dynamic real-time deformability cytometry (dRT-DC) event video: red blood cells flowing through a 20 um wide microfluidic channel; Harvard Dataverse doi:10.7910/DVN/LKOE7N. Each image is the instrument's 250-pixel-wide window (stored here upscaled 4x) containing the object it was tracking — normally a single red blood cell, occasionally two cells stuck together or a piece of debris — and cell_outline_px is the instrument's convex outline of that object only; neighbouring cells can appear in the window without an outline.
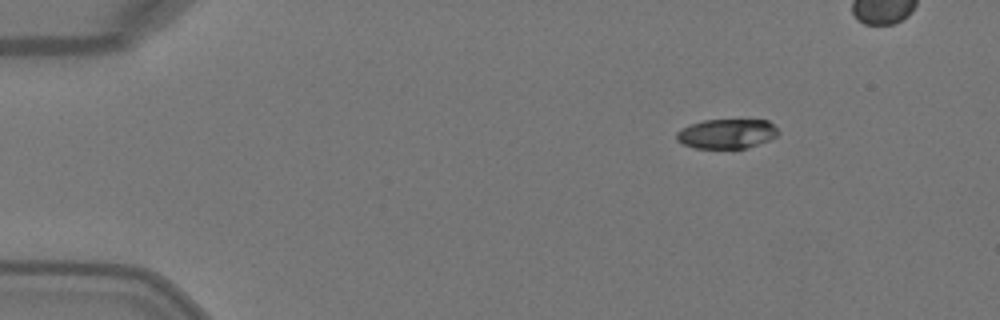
{"species": "Egyptian fruit bat (a non-hibernating species)", "species_latin": "Rousettus aegyptiacus", "temperature_condition": "warm", "stored_images_in_passage": 5, "camera_frame_rate_fps": 3000, "um_per_image_px": 0.085, "animal": {"sex": "female"}, "frame": {"image": 1, "passage_image": 1, "time_ms": 0.0, "image_size_px": [1000, 320], "cell_outline_px": [[780, 132], [776, 136], [768, 140], [748, 148], [696, 148], [684, 144], [676, 140], [676, 132], [692, 124], [704, 120], [768, 120]], "centroid_in_image_um": [61.79, 11.37], "position_along_channel_um": 23.2, "area_um2": 17.34}}